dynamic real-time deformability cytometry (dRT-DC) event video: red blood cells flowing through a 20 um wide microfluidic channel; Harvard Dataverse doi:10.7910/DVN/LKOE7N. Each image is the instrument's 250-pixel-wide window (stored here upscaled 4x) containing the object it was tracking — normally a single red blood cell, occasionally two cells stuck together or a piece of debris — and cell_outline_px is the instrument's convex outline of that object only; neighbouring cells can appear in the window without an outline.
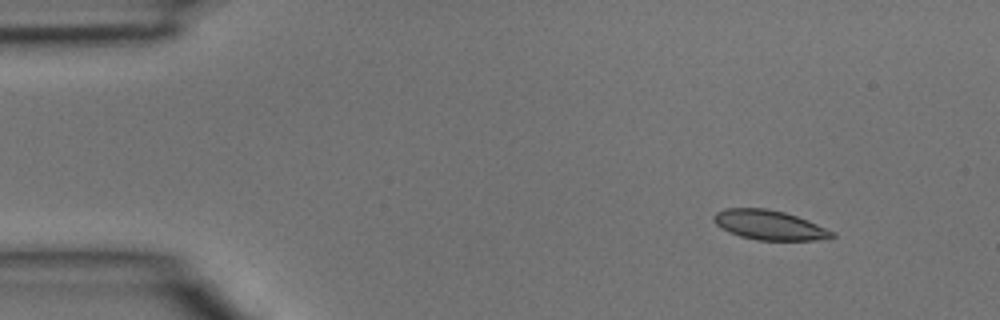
{"species": "common noctule bat (a hibernating species)", "species_latin": "Nyctalus noctula", "temperature_condition": "room temperature", "stored_images_in_passage": 4, "camera_frame_rate_fps": 3000, "um_per_image_px": 0.085, "animal": {"sex": "male", "body_mass_g": 15.6}, "frame": {"image": 1, "passage_image": 2, "time_ms": 0.333, "image_size_px": [1000, 320], "cell_outline_px": [[836, 236], [828, 240], [756, 240], [740, 236], [728, 232], [720, 228], [712, 220], [712, 216], [716, 212], [724, 208], [764, 208], [784, 212], [808, 220], [836, 232]], "centroid_in_image_um": [65.4, 19.14], "position_along_channel_um": 19.6, "area_um2": 20.69}}